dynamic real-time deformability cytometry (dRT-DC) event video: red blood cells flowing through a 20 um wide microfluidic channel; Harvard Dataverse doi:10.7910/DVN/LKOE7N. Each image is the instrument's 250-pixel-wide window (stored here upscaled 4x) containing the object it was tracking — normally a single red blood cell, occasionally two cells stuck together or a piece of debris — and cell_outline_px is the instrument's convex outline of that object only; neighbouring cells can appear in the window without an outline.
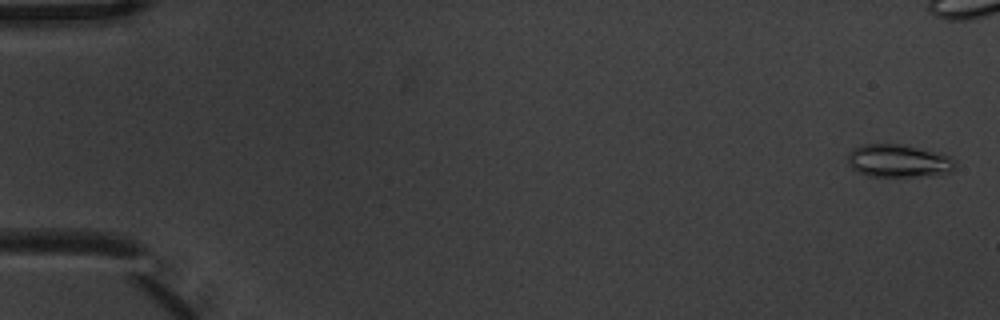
{"species": "common noctule bat (a hibernating species)", "species_latin": "Nyctalus noctula", "temperature_condition": "warm", "stored_images_in_passage": 5, "camera_frame_rate_fps": 3000, "um_per_image_px": 0.085, "animal": {"sex": "male", "body_mass_g": 20.1, "forearm_length_mm": 53.5}, "frame": {"image": 1, "passage_image": 1, "time_ms": 0.0, "image_size_px": [1000, 320], "cell_outline_px": [[956, 164], [948, 172], [932, 176], [868, 176], [856, 172], [848, 164], [848, 152], [852, 148], [864, 144], [904, 144], [952, 156], [956, 160]], "centroid_in_image_um": [76.36, 13.67], "position_along_channel_um": 8.6, "area_um2": 20.81}}